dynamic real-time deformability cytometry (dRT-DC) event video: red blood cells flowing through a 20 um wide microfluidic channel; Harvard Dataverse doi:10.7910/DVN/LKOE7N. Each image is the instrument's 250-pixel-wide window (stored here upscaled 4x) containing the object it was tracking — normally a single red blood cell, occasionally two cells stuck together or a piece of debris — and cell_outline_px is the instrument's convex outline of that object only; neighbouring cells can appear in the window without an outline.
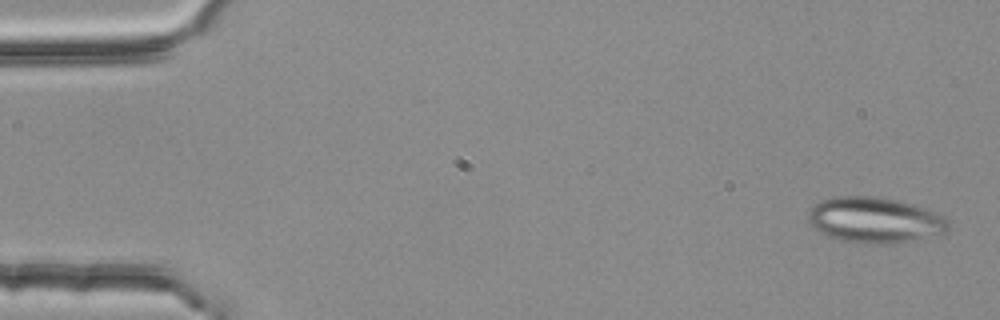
{"species": "common noctule bat (a hibernating species)", "species_latin": "Nyctalus noctula", "temperature_condition": "room temperature", "stored_images_in_passage": 3, "camera_frame_rate_fps": 3000, "um_per_image_px": 0.085, "animal": {"sex": "female", "body_mass_g": 25.1}, "frame": {"image": 1, "passage_image": 1, "time_ms": 0.0, "image_size_px": [1000, 320], "cell_outline_px": [[948, 228], [944, 232], [892, 244], [840, 240], [828, 236], [820, 232], [808, 220], [808, 212], [820, 200], [836, 196], [880, 196], [912, 204], [944, 216], [948, 220]], "centroid_in_image_um": [74.32, 18.67], "position_along_channel_um": 10.7, "area_um2": 36.59}}